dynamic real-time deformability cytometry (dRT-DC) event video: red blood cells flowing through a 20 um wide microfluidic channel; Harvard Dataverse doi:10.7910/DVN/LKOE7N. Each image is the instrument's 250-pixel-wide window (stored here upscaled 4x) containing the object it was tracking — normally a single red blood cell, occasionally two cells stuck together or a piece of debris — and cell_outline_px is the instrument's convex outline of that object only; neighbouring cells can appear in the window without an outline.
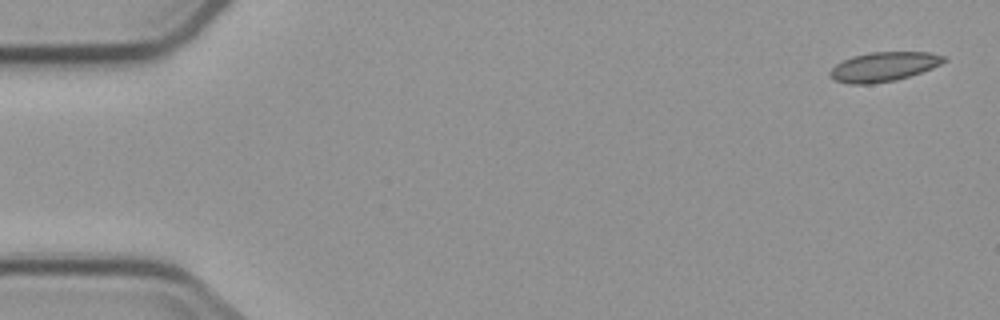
{"species": "common noctule bat (a hibernating species)", "species_latin": "Nyctalus noctula", "temperature_condition": "cold", "stored_images_in_passage": 4, "camera_frame_rate_fps": 3000, "um_per_image_px": 0.085, "animal": {"sex": "male", "body_mass_g": 23.1, "forearm_length_mm": 52.7}, "frame": {"image": 1, "passage_image": 1, "time_ms": 0.0, "image_size_px": [1000, 320], "cell_outline_px": [[948, 60], [932, 68], [896, 80], [872, 84], [848, 84], [832, 80], [828, 76], [828, 72], [836, 64], [852, 56], [872, 52], [928, 52], [944, 56]], "centroid_in_image_um": [75.06, 5.68], "position_along_channel_um": 9.9, "area_um2": 19.54}}